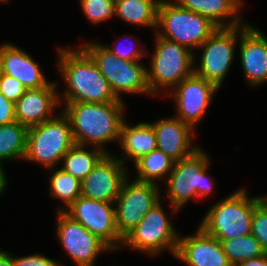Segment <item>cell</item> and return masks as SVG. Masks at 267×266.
<instances>
[{"label":"cell","instance_id":"cell-9","mask_svg":"<svg viewBox=\"0 0 267 266\" xmlns=\"http://www.w3.org/2000/svg\"><path fill=\"white\" fill-rule=\"evenodd\" d=\"M180 234L171 223L162 200L144 215L140 223L124 238L122 248L139 251L155 257L164 251L175 256Z\"/></svg>","mask_w":267,"mask_h":266},{"label":"cell","instance_id":"cell-23","mask_svg":"<svg viewBox=\"0 0 267 266\" xmlns=\"http://www.w3.org/2000/svg\"><path fill=\"white\" fill-rule=\"evenodd\" d=\"M161 0H118L115 2L114 17L130 24L157 28L158 6Z\"/></svg>","mask_w":267,"mask_h":266},{"label":"cell","instance_id":"cell-12","mask_svg":"<svg viewBox=\"0 0 267 266\" xmlns=\"http://www.w3.org/2000/svg\"><path fill=\"white\" fill-rule=\"evenodd\" d=\"M64 212L112 251L122 250L123 238L118 233L114 203L79 196Z\"/></svg>","mask_w":267,"mask_h":266},{"label":"cell","instance_id":"cell-31","mask_svg":"<svg viewBox=\"0 0 267 266\" xmlns=\"http://www.w3.org/2000/svg\"><path fill=\"white\" fill-rule=\"evenodd\" d=\"M115 43H112L113 45L111 46V44H103L104 47L106 49H108L111 53L115 54L117 57L122 58L124 60H128V61H140L141 59H143L144 57H149L148 53L149 50H142V47L140 45V47L137 46V44H132L135 42H132L130 44L129 43H125L126 46L122 45L120 47V44H118L116 41H114ZM130 44V45H129ZM124 46V47H123Z\"/></svg>","mask_w":267,"mask_h":266},{"label":"cell","instance_id":"cell-5","mask_svg":"<svg viewBox=\"0 0 267 266\" xmlns=\"http://www.w3.org/2000/svg\"><path fill=\"white\" fill-rule=\"evenodd\" d=\"M154 35L155 45L147 67L148 86L153 97L160 92L167 97L175 86L194 73V53L181 44Z\"/></svg>","mask_w":267,"mask_h":266},{"label":"cell","instance_id":"cell-35","mask_svg":"<svg viewBox=\"0 0 267 266\" xmlns=\"http://www.w3.org/2000/svg\"><path fill=\"white\" fill-rule=\"evenodd\" d=\"M237 266H267V253L260 257L243 261L239 263Z\"/></svg>","mask_w":267,"mask_h":266},{"label":"cell","instance_id":"cell-8","mask_svg":"<svg viewBox=\"0 0 267 266\" xmlns=\"http://www.w3.org/2000/svg\"><path fill=\"white\" fill-rule=\"evenodd\" d=\"M81 47L92 57L117 99L124 101V93L151 96L147 67L140 61L119 58L99 41H86Z\"/></svg>","mask_w":267,"mask_h":266},{"label":"cell","instance_id":"cell-36","mask_svg":"<svg viewBox=\"0 0 267 266\" xmlns=\"http://www.w3.org/2000/svg\"><path fill=\"white\" fill-rule=\"evenodd\" d=\"M0 266H13V255L7 250L0 249Z\"/></svg>","mask_w":267,"mask_h":266},{"label":"cell","instance_id":"cell-10","mask_svg":"<svg viewBox=\"0 0 267 266\" xmlns=\"http://www.w3.org/2000/svg\"><path fill=\"white\" fill-rule=\"evenodd\" d=\"M239 42V26L218 27L215 32L197 49L201 51L198 57L194 54V74L212 82L221 89L223 82L233 65L236 46Z\"/></svg>","mask_w":267,"mask_h":266},{"label":"cell","instance_id":"cell-15","mask_svg":"<svg viewBox=\"0 0 267 266\" xmlns=\"http://www.w3.org/2000/svg\"><path fill=\"white\" fill-rule=\"evenodd\" d=\"M126 166L113 153L106 154L81 181V196L114 203L124 180L130 176Z\"/></svg>","mask_w":267,"mask_h":266},{"label":"cell","instance_id":"cell-33","mask_svg":"<svg viewBox=\"0 0 267 266\" xmlns=\"http://www.w3.org/2000/svg\"><path fill=\"white\" fill-rule=\"evenodd\" d=\"M13 266H64L63 263L51 259L41 253L16 257L13 256Z\"/></svg>","mask_w":267,"mask_h":266},{"label":"cell","instance_id":"cell-26","mask_svg":"<svg viewBox=\"0 0 267 266\" xmlns=\"http://www.w3.org/2000/svg\"><path fill=\"white\" fill-rule=\"evenodd\" d=\"M28 128L18 121L0 125V166L3 162L24 160Z\"/></svg>","mask_w":267,"mask_h":266},{"label":"cell","instance_id":"cell-34","mask_svg":"<svg viewBox=\"0 0 267 266\" xmlns=\"http://www.w3.org/2000/svg\"><path fill=\"white\" fill-rule=\"evenodd\" d=\"M15 121V103L6 99L0 92V125L10 124Z\"/></svg>","mask_w":267,"mask_h":266},{"label":"cell","instance_id":"cell-2","mask_svg":"<svg viewBox=\"0 0 267 266\" xmlns=\"http://www.w3.org/2000/svg\"><path fill=\"white\" fill-rule=\"evenodd\" d=\"M60 109L69 119L77 145L96 147L107 154L106 143L120 140L121 126L125 119L124 102L83 103L60 102Z\"/></svg>","mask_w":267,"mask_h":266},{"label":"cell","instance_id":"cell-27","mask_svg":"<svg viewBox=\"0 0 267 266\" xmlns=\"http://www.w3.org/2000/svg\"><path fill=\"white\" fill-rule=\"evenodd\" d=\"M49 177V194L52 199H58L63 206H58L57 211H65L74 201L81 196V181L65 172L60 167L52 168Z\"/></svg>","mask_w":267,"mask_h":266},{"label":"cell","instance_id":"cell-30","mask_svg":"<svg viewBox=\"0 0 267 266\" xmlns=\"http://www.w3.org/2000/svg\"><path fill=\"white\" fill-rule=\"evenodd\" d=\"M251 234L267 253V196L254 208Z\"/></svg>","mask_w":267,"mask_h":266},{"label":"cell","instance_id":"cell-7","mask_svg":"<svg viewBox=\"0 0 267 266\" xmlns=\"http://www.w3.org/2000/svg\"><path fill=\"white\" fill-rule=\"evenodd\" d=\"M218 28L209 18L181 8L172 0L158 6L157 35L181 44L194 54Z\"/></svg>","mask_w":267,"mask_h":266},{"label":"cell","instance_id":"cell-3","mask_svg":"<svg viewBox=\"0 0 267 266\" xmlns=\"http://www.w3.org/2000/svg\"><path fill=\"white\" fill-rule=\"evenodd\" d=\"M209 155L203 148L175 162L174 168L165 180L167 199L172 213H178L194 199L202 200L212 195L215 183L208 175Z\"/></svg>","mask_w":267,"mask_h":266},{"label":"cell","instance_id":"cell-24","mask_svg":"<svg viewBox=\"0 0 267 266\" xmlns=\"http://www.w3.org/2000/svg\"><path fill=\"white\" fill-rule=\"evenodd\" d=\"M75 144L62 158L61 169L82 181L107 154L96 147Z\"/></svg>","mask_w":267,"mask_h":266},{"label":"cell","instance_id":"cell-29","mask_svg":"<svg viewBox=\"0 0 267 266\" xmlns=\"http://www.w3.org/2000/svg\"><path fill=\"white\" fill-rule=\"evenodd\" d=\"M79 4L91 24L99 25L114 17L115 2L112 0H80Z\"/></svg>","mask_w":267,"mask_h":266},{"label":"cell","instance_id":"cell-16","mask_svg":"<svg viewBox=\"0 0 267 266\" xmlns=\"http://www.w3.org/2000/svg\"><path fill=\"white\" fill-rule=\"evenodd\" d=\"M239 56L244 79L250 87L267 83V36L256 27L239 26Z\"/></svg>","mask_w":267,"mask_h":266},{"label":"cell","instance_id":"cell-28","mask_svg":"<svg viewBox=\"0 0 267 266\" xmlns=\"http://www.w3.org/2000/svg\"><path fill=\"white\" fill-rule=\"evenodd\" d=\"M221 243L232 266L266 254L261 243L252 234L223 239Z\"/></svg>","mask_w":267,"mask_h":266},{"label":"cell","instance_id":"cell-22","mask_svg":"<svg viewBox=\"0 0 267 266\" xmlns=\"http://www.w3.org/2000/svg\"><path fill=\"white\" fill-rule=\"evenodd\" d=\"M119 145L123 157L116 156L125 165L126 160L135 163L142 156L157 149L156 134L150 122H139L136 125L123 121L121 126Z\"/></svg>","mask_w":267,"mask_h":266},{"label":"cell","instance_id":"cell-13","mask_svg":"<svg viewBox=\"0 0 267 266\" xmlns=\"http://www.w3.org/2000/svg\"><path fill=\"white\" fill-rule=\"evenodd\" d=\"M218 91L219 88L215 84L193 73L182 80L167 95L171 96L175 103L176 113L174 116L195 131L196 126L207 115Z\"/></svg>","mask_w":267,"mask_h":266},{"label":"cell","instance_id":"cell-6","mask_svg":"<svg viewBox=\"0 0 267 266\" xmlns=\"http://www.w3.org/2000/svg\"><path fill=\"white\" fill-rule=\"evenodd\" d=\"M58 114L28 128L23 161L51 170L61 164L63 156L76 144L69 119L63 112Z\"/></svg>","mask_w":267,"mask_h":266},{"label":"cell","instance_id":"cell-19","mask_svg":"<svg viewBox=\"0 0 267 266\" xmlns=\"http://www.w3.org/2000/svg\"><path fill=\"white\" fill-rule=\"evenodd\" d=\"M42 70L27 51L11 42L0 44V72L16 78L27 90L39 89L51 82Z\"/></svg>","mask_w":267,"mask_h":266},{"label":"cell","instance_id":"cell-17","mask_svg":"<svg viewBox=\"0 0 267 266\" xmlns=\"http://www.w3.org/2000/svg\"><path fill=\"white\" fill-rule=\"evenodd\" d=\"M187 266H232L220 240L200 226L195 234L180 235L174 256Z\"/></svg>","mask_w":267,"mask_h":266},{"label":"cell","instance_id":"cell-20","mask_svg":"<svg viewBox=\"0 0 267 266\" xmlns=\"http://www.w3.org/2000/svg\"><path fill=\"white\" fill-rule=\"evenodd\" d=\"M151 124L156 134L157 149L175 162L186 158L200 147L193 144V138L197 136L196 132L174 115L170 118H158Z\"/></svg>","mask_w":267,"mask_h":266},{"label":"cell","instance_id":"cell-18","mask_svg":"<svg viewBox=\"0 0 267 266\" xmlns=\"http://www.w3.org/2000/svg\"><path fill=\"white\" fill-rule=\"evenodd\" d=\"M57 83L51 81L45 87L26 90L15 103L16 121L30 128L54 117L55 110L61 107Z\"/></svg>","mask_w":267,"mask_h":266},{"label":"cell","instance_id":"cell-25","mask_svg":"<svg viewBox=\"0 0 267 266\" xmlns=\"http://www.w3.org/2000/svg\"><path fill=\"white\" fill-rule=\"evenodd\" d=\"M175 161L159 149L142 156L134 163L136 180L159 185L158 179L165 182L173 170Z\"/></svg>","mask_w":267,"mask_h":266},{"label":"cell","instance_id":"cell-14","mask_svg":"<svg viewBox=\"0 0 267 266\" xmlns=\"http://www.w3.org/2000/svg\"><path fill=\"white\" fill-rule=\"evenodd\" d=\"M56 235L76 266H94L98 255L112 250L64 211H57Z\"/></svg>","mask_w":267,"mask_h":266},{"label":"cell","instance_id":"cell-37","mask_svg":"<svg viewBox=\"0 0 267 266\" xmlns=\"http://www.w3.org/2000/svg\"><path fill=\"white\" fill-rule=\"evenodd\" d=\"M7 179L8 178H7L4 168L0 166V196L1 195L3 196L2 193L6 192L5 190H7L6 188L9 184Z\"/></svg>","mask_w":267,"mask_h":266},{"label":"cell","instance_id":"cell-11","mask_svg":"<svg viewBox=\"0 0 267 266\" xmlns=\"http://www.w3.org/2000/svg\"><path fill=\"white\" fill-rule=\"evenodd\" d=\"M161 186L127 177L114 202L118 233L124 238L162 198Z\"/></svg>","mask_w":267,"mask_h":266},{"label":"cell","instance_id":"cell-38","mask_svg":"<svg viewBox=\"0 0 267 266\" xmlns=\"http://www.w3.org/2000/svg\"><path fill=\"white\" fill-rule=\"evenodd\" d=\"M11 0H0V3H7V2H10Z\"/></svg>","mask_w":267,"mask_h":266},{"label":"cell","instance_id":"cell-32","mask_svg":"<svg viewBox=\"0 0 267 266\" xmlns=\"http://www.w3.org/2000/svg\"><path fill=\"white\" fill-rule=\"evenodd\" d=\"M27 89L23 84L14 78L0 72V92L6 99L16 103L25 93Z\"/></svg>","mask_w":267,"mask_h":266},{"label":"cell","instance_id":"cell-21","mask_svg":"<svg viewBox=\"0 0 267 266\" xmlns=\"http://www.w3.org/2000/svg\"><path fill=\"white\" fill-rule=\"evenodd\" d=\"M178 6L209 18L218 27H235L243 21V0H172ZM241 12V13H240ZM229 18V21H227ZM227 19V20H226Z\"/></svg>","mask_w":267,"mask_h":266},{"label":"cell","instance_id":"cell-4","mask_svg":"<svg viewBox=\"0 0 267 266\" xmlns=\"http://www.w3.org/2000/svg\"><path fill=\"white\" fill-rule=\"evenodd\" d=\"M267 196L249 197L246 188H238L229 196L215 202L199 226L218 240L251 234L254 208Z\"/></svg>","mask_w":267,"mask_h":266},{"label":"cell","instance_id":"cell-1","mask_svg":"<svg viewBox=\"0 0 267 266\" xmlns=\"http://www.w3.org/2000/svg\"><path fill=\"white\" fill-rule=\"evenodd\" d=\"M57 70L66 85L59 102H124L116 98L92 57L81 47H58Z\"/></svg>","mask_w":267,"mask_h":266}]
</instances>
